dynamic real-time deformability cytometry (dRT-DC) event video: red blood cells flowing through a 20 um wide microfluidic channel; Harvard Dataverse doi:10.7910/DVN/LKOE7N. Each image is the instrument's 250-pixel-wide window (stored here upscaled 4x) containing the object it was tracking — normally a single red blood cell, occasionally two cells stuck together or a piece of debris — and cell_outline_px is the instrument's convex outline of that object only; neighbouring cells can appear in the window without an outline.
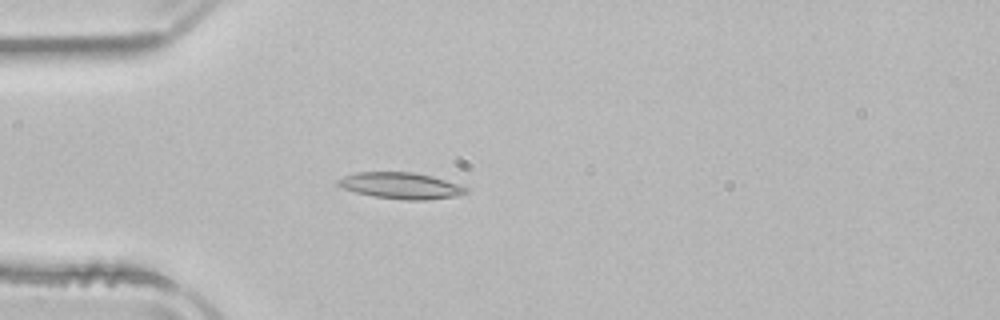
{"species": "common noctule bat (a hibernating species)", "species_latin": "Nyctalus noctula", "temperature_condition": "room temperature", "stored_images_in_passage": 52, "camera_frame_rate_fps": 3000, "um_per_image_px": 0.085, "animal": {"sex": "male", "body_mass_g": 21.5, "forearm_length_mm": 52.0}, "frame": {"image": 1, "passage_image": 15, "time_ms": 4.667, "image_size_px": [1000, 320], "cell_outline_px": [[468, 192], [460, 196], [424, 200], [404, 200], [372, 196], [356, 192], [344, 188], [336, 184], [336, 180], [344, 176], [356, 172], [412, 172], [432, 176], [468, 188]], "centroid_in_image_um": [34.07, 15.79], "position_along_channel_um": 50.9, "area_um2": 19.59}}
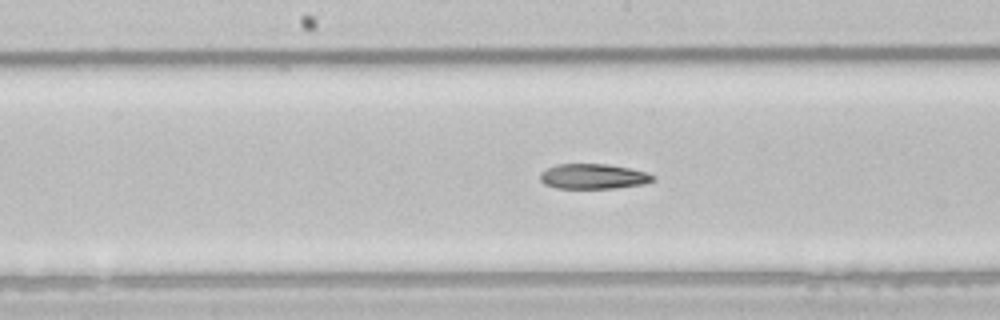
{"frame": {"image": 2, "passage_image": 27, "time_ms": 8.667, "image_size_px": [1000, 320], "cell_outline_px": [[656, 180], [644, 184], [616, 188], [556, 188], [544, 184], [540, 180], [540, 172], [556, 164], [608, 164], [632, 168], [648, 172], [656, 176]], "centroid_in_image_um": [50.48, 14.99], "position_along_channel_um": 197.7, "area_um2": 16.76}}
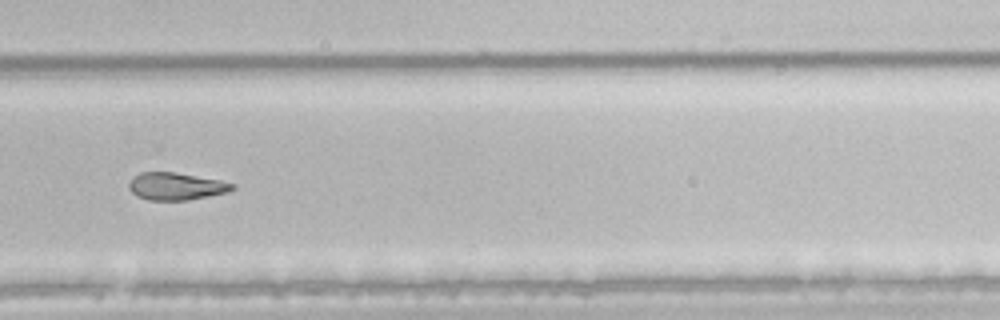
{"frame": {"image": 3, "passage_image": 36, "time_ms": 11.667, "image_size_px": [1000, 320], "cell_outline_px": [[236, 188], [228, 192], [188, 200], [148, 200], [136, 196], [128, 188], [128, 184], [132, 176], [140, 172], [172, 172], [220, 180], [236, 184]], "centroid_in_image_um": [14.94, 15.83], "position_along_channel_um": 314.9, "area_um2": 16.59}, "authors_computed_cell_mechanics": {"area_um2": 18.5827, "velocity_mm_per_s": 3.9252, "shape_relaxation_time_tau1_ms": 8.9724, "shape_relaxation_time_tau2_ms": 6.292, "deformation_change_tau1": 0.1981, "deformation_change_tau2": 0.1509}}